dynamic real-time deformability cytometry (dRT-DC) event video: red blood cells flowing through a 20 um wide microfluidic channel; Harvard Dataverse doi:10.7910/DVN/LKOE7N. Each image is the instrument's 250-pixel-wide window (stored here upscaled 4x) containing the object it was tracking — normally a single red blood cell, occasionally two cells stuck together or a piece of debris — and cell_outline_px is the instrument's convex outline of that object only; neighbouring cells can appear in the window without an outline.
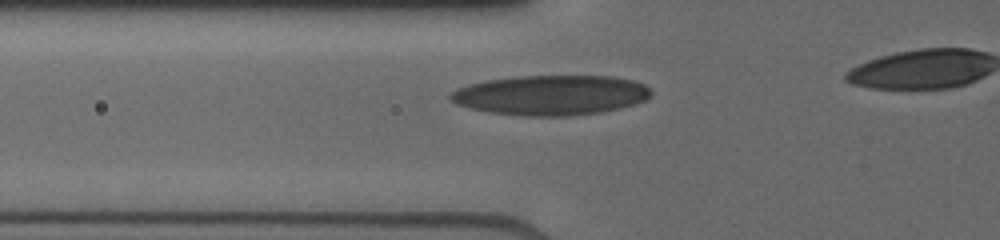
{"species": "human", "species_latin": "Homo sapiens", "temperature_condition": "cold", "stored_images_in_passage": 8, "segment_of_instrument_passage": [1, 2], "camera_frame_rate_fps": 3000, "um_per_image_px": 0.085, "donor": {"sex": "male"}, "frame": {"image": 1, "passage_image": 6, "time_ms": 2.667, "image_size_px": [1000, 240], "cell_outline_px": [[652, 96], [636, 104], [600, 112], [568, 116], [524, 116], [488, 112], [456, 104], [448, 96], [456, 88], [468, 84], [488, 80], [516, 76], [612, 76], [636, 80], [644, 84], [652, 92]], "centroid_in_image_um": [46.84, 8.08], "position_along_channel_um": 79.0, "area_um2": 46.82}}